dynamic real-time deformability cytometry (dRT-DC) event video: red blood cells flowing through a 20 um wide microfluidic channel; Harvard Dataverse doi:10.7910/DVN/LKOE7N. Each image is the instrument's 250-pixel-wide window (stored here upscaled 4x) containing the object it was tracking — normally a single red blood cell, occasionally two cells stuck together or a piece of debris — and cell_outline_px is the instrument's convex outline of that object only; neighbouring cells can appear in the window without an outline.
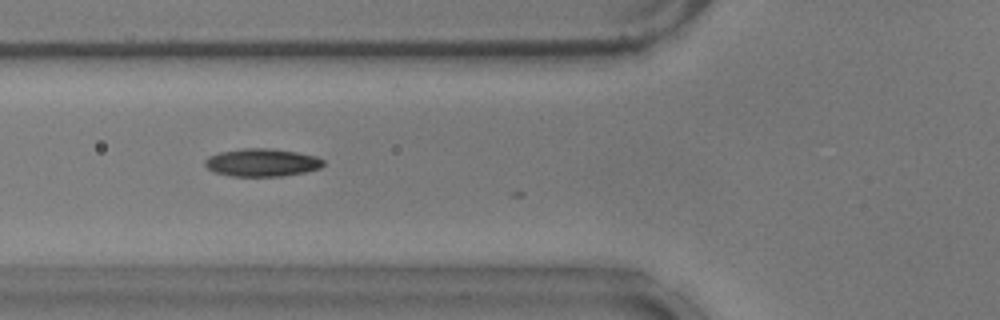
{"species": "common noctule bat (a hibernating species)", "species_latin": "Nyctalus noctula", "temperature_condition": "warm", "stored_images_in_passage": 15, "camera_frame_rate_fps": 3000, "um_per_image_px": 0.085, "animal": {"sex": "male", "body_mass_g": 17.9}, "frame": {"image": 1, "passage_image": 7, "time_ms": 2.0, "image_size_px": [1000, 320], "cell_outline_px": [[324, 164], [320, 168], [304, 172], [280, 176], [232, 176], [212, 172], [204, 164], [204, 160], [208, 156], [220, 152], [244, 148], [272, 148], [296, 152], [316, 156], [324, 160]], "centroid_in_image_um": [22.24, 13.81], "position_along_channel_um": 103.6, "area_um2": 19.25}}